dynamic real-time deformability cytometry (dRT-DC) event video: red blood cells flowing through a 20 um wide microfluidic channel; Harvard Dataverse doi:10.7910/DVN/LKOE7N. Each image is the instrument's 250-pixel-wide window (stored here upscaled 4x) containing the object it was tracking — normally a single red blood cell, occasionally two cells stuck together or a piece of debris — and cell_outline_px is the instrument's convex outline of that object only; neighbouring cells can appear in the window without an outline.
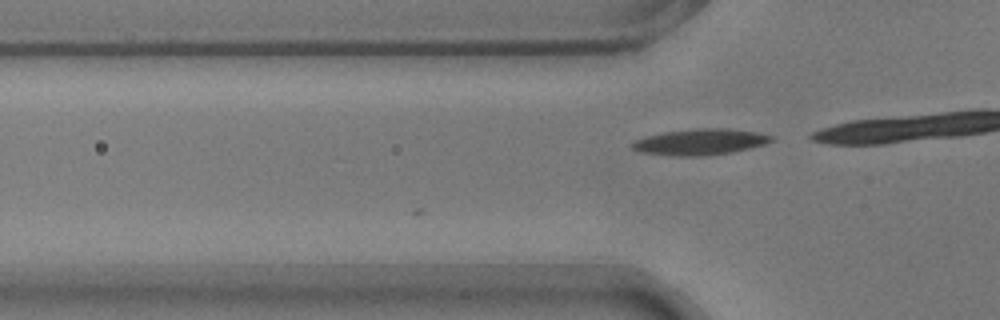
{"species": "common noctule bat (a hibernating species)", "species_latin": "Nyctalus noctula", "temperature_condition": "warm", "stored_images_in_passage": 2, "camera_frame_rate_fps": 3000, "um_per_image_px": 0.085, "animal": {"sex": "male", "body_mass_g": 17.9}, "frame": {"image": 1, "passage_image": 2, "time_ms": 0.333, "image_size_px": [1000, 320], "cell_outline_px": [[776, 136], [772, 140], [764, 144], [732, 152], [700, 156], [676, 156], [640, 152], [632, 148], [632, 144], [636, 140], [648, 136], [664, 132], [696, 128], [728, 128], [756, 132]], "centroid_in_image_um": [59.54, 12.05], "position_along_channel_um": 66.3, "area_um2": 20.92}}